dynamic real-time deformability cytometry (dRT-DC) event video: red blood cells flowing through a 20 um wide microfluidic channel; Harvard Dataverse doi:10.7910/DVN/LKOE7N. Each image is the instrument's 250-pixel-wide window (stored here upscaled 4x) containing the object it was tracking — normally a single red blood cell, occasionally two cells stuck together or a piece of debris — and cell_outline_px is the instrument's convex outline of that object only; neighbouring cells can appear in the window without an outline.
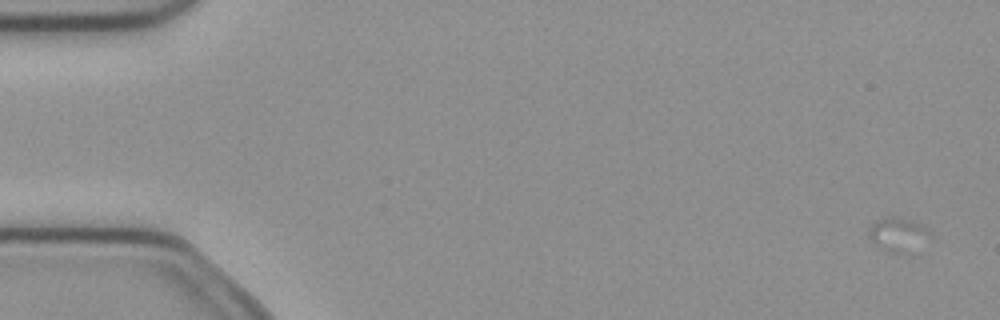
{"species": "common noctule bat (a hibernating species)", "species_latin": "Nyctalus noctula", "temperature_condition": "cold", "stored_images_in_passage": 9, "camera_frame_rate_fps": 3000, "um_per_image_px": 0.085, "animal": {"sex": "female", "body_mass_g": 21.9}, "frame": {"image": 1, "passage_image": 1, "time_ms": 0.0, "image_size_px": [1000, 320], "cell_outline_px": [[932, 236], [908, 252], [888, 252], [880, 248], [868, 236], [868, 232], [872, 224], [876, 220], [884, 216], [896, 216], [912, 220], [920, 224], [932, 232]], "centroid_in_image_um": [76.32, 19.89], "position_along_channel_um": 8.7, "area_um2": 12.02}}
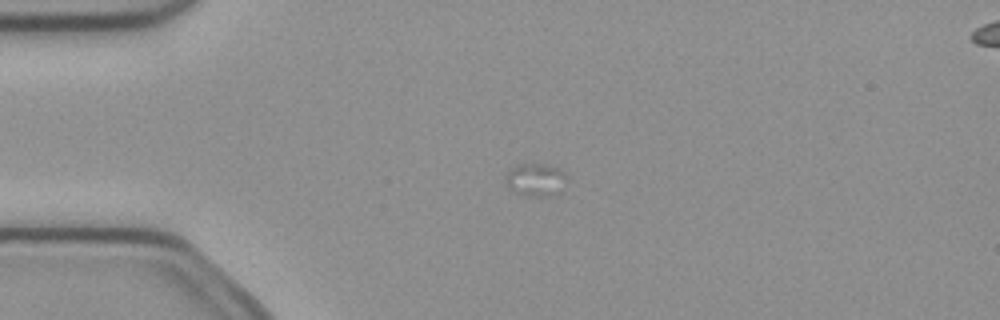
{"frame": {"image": 2, "passage_image": 5, "time_ms": 1.333, "image_size_px": [1000, 320], "cell_outline_px": [[568, 176], [564, 192], [552, 196], [524, 196], [512, 192], [504, 184], [504, 172], [520, 164], [544, 164], [560, 168]], "centroid_in_image_um": [45.54, 15.31], "position_along_channel_um": 39.5, "area_um2": 12.48}}